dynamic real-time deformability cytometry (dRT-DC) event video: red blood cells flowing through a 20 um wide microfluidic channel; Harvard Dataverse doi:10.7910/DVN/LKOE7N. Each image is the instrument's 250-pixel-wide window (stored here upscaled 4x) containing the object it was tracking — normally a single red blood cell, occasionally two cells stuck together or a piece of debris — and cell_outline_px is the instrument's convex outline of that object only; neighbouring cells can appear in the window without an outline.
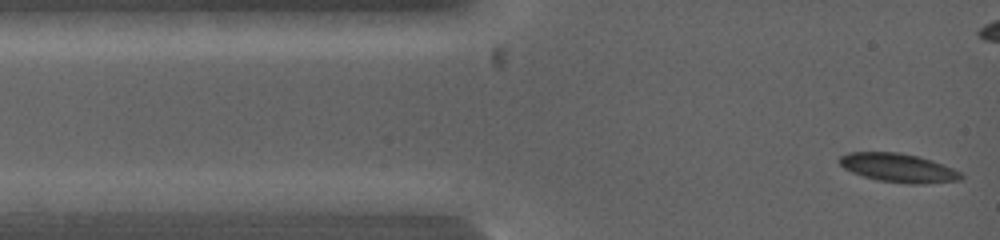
{"species": "common noctule bat (a hibernating species)", "species_latin": "Nyctalus noctula", "temperature_condition": "warm", "stored_images_in_passage": 14, "camera_frame_rate_fps": 5000, "um_per_image_px": 0.085, "animal": {"sex": "female", "body_mass_g": 19.0, "forearm_length_mm": 53.3}, "frame": {"image": 1, "passage_image": 1, "time_ms": 0.0, "image_size_px": [1000, 240], "cell_outline_px": [[964, 176], [960, 180], [924, 184], [908, 184], [880, 180], [864, 176], [852, 172], [844, 168], [836, 160], [840, 156], [848, 152], [900, 152], [932, 160], [952, 168], [960, 172]], "centroid_in_image_um": [76.34, 14.26], "position_along_channel_um": 8.7, "area_um2": 20.35}}
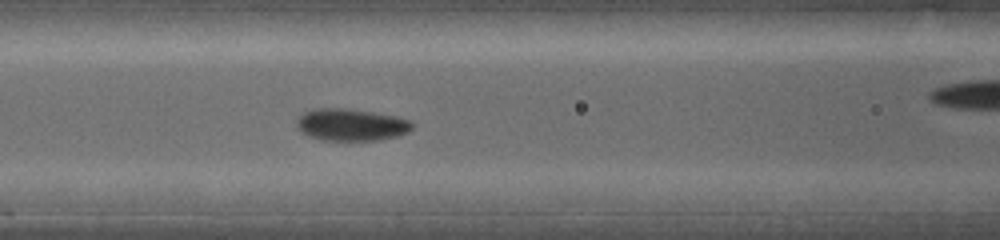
{"frame": {"image": 2, "passage_image": 10, "time_ms": 4.4, "image_size_px": [1000, 240], "cell_outline_px": [[416, 124], [408, 132], [396, 136], [380, 140], [320, 140], [308, 136], [300, 132], [296, 128], [296, 120], [304, 112], [312, 108], [348, 108], [396, 116], [412, 120]], "centroid_in_image_um": [29.84, 10.6], "position_along_channel_um": 136.8, "area_um2": 21.96}}